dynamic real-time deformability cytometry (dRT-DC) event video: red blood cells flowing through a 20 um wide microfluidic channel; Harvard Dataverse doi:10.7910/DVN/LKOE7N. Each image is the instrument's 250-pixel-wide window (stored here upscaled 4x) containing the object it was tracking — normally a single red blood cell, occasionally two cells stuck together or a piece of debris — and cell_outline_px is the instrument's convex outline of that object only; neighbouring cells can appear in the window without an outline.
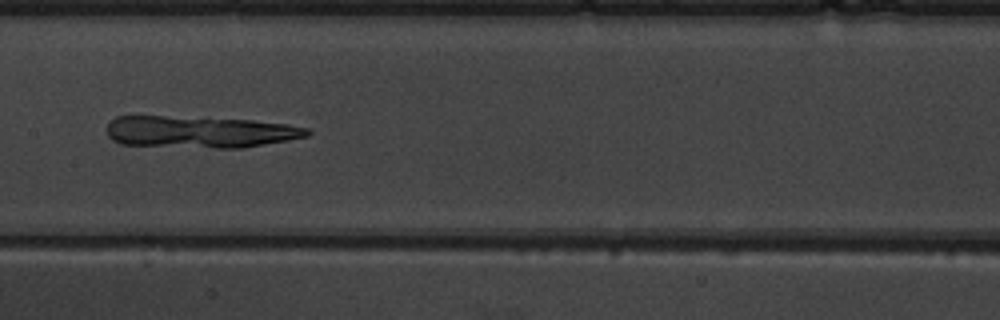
{"species": "common noctule bat (a hibernating species)", "species_latin": "Nyctalus noctula", "temperature_condition": "warm", "stored_images_in_passage": 7, "camera_frame_rate_fps": 3000, "um_per_image_px": 0.085, "animal": {"sex": "male", "body_mass_g": 19.5, "forearm_length_mm": 54.6}, "frame": {"image": 1, "passage_image": 7, "time_ms": 7.667, "image_size_px": [1000, 320], "cell_outline_px": [[312, 132], [308, 136], [288, 140], [244, 148], [216, 148], [120, 144], [112, 140], [108, 136], [108, 120], [116, 116], [164, 116], [252, 120], [288, 124], [308, 128]], "centroid_in_image_um": [16.99, 11.21], "position_along_channel_um": 190.4, "area_um2": 37.22}}